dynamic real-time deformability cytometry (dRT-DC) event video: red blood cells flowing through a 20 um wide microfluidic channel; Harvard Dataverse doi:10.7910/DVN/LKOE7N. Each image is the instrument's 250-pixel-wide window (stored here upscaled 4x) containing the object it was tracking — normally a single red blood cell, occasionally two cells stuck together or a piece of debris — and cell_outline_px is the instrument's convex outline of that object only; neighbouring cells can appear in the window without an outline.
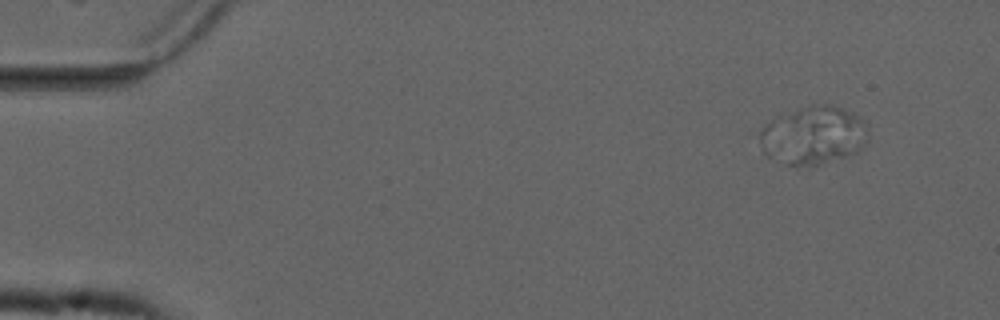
{"species": "common noctule bat (a hibernating species)", "species_latin": "Nyctalus noctula", "temperature_condition": "cold", "stored_images_in_passage": 8, "camera_frame_rate_fps": 3000, "um_per_image_px": 0.085, "animal": {"sex": "male", "forearm_length_mm": 52.5}, "frame": {"image": 1, "passage_image": 5, "time_ms": 1.333, "image_size_px": [1000, 320], "cell_outline_px": [[868, 144], [856, 152], [844, 156], [816, 164], [788, 164], [788, 116], [792, 112], [800, 108], [812, 104], [832, 104], [844, 108], [852, 112], [868, 128]], "centroid_in_image_um": [70.03, 11.39], "position_along_channel_um": 15.0, "area_um2": 28.44}}